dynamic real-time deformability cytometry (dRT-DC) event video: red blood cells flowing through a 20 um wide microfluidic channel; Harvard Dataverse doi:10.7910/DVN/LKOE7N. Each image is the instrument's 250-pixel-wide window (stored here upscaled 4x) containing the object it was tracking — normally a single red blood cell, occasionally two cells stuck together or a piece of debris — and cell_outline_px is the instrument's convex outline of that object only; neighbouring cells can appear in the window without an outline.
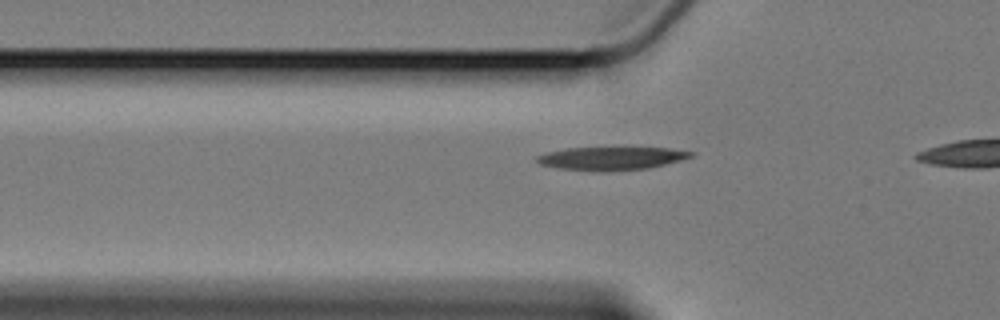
{"species": "Egyptian fruit bat (a non-hibernating species)", "species_latin": "Rousettus aegyptiacus", "temperature_condition": "cold", "stored_images_in_passage": 9, "camera_frame_rate_fps": 3000, "um_per_image_px": 0.085, "animal": {"sex": "female"}, "frame": {"image": 1, "passage_image": 6, "time_ms": 1.667, "image_size_px": [1000, 320], "cell_outline_px": [[696, 152], [692, 156], [680, 160], [648, 168], [608, 172], [596, 172], [560, 168], [540, 164], [532, 160], [536, 156], [544, 152], [564, 148], [668, 148]], "centroid_in_image_um": [51.88, 13.47], "position_along_channel_um": 73.9, "area_um2": 20.98}}